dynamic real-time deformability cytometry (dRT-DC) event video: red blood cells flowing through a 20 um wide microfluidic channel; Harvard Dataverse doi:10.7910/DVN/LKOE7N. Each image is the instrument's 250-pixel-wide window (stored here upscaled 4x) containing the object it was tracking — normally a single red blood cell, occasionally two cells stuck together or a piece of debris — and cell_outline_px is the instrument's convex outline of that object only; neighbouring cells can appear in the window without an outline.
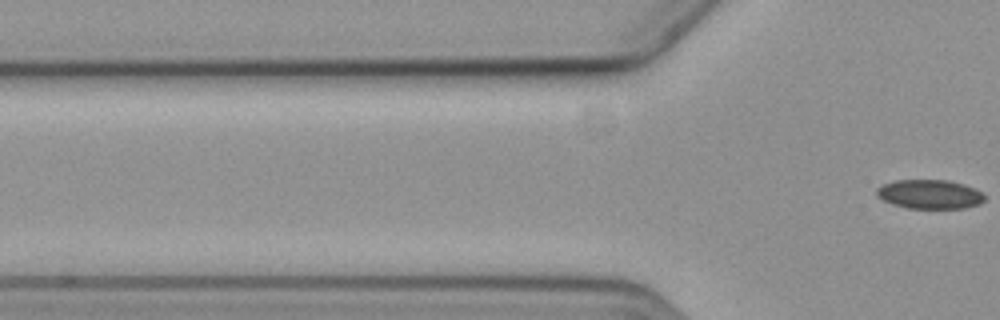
{"species": "common noctule bat (a hibernating species)", "species_latin": "Nyctalus noctula", "temperature_condition": "cold", "stored_images_in_passage": 3, "camera_frame_rate_fps": 3000, "um_per_image_px": 0.085, "animal": {"sex": "female", "body_mass_g": 19.3, "forearm_length_mm": 54.1}, "frame": {"image": 1, "passage_image": 3, "time_ms": 3.333, "image_size_px": [1000, 320], "cell_outline_px": [[984, 200], [980, 204], [964, 208], [904, 208], [892, 204], [876, 196], [876, 188], [884, 184], [896, 180], [948, 180], [964, 184], [976, 188], [984, 192]], "centroid_in_image_um": [79.04, 16.51], "position_along_channel_um": 46.8, "area_um2": 18.5}}